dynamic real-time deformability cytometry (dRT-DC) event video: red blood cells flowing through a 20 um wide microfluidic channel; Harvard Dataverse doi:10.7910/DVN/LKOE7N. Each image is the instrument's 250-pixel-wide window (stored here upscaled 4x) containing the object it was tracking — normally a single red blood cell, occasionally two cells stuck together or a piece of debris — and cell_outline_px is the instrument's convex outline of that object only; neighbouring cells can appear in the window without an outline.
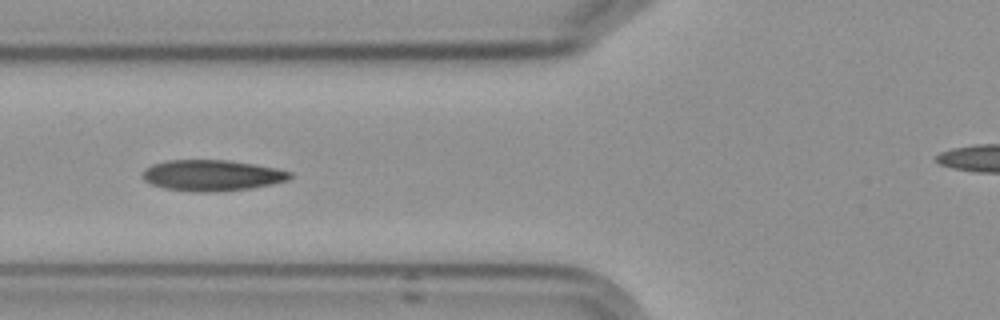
{"species": "Egyptian fruit bat (a non-hibernating species)", "species_latin": "Rousettus aegyptiacus", "temperature_condition": "cold", "stored_images_in_passage": 10, "camera_frame_rate_fps": 3000, "um_per_image_px": 0.085, "frame": {"image": 1, "passage_image": 5, "time_ms": 4.667, "image_size_px": [1000, 320], "cell_outline_px": [[292, 176], [288, 180], [272, 184], [248, 188], [208, 192], [200, 192], [164, 188], [152, 184], [144, 180], [144, 168], [152, 164], [168, 160], [228, 160], [276, 168], [292, 172]], "centroid_in_image_um": [18.02, 14.9], "position_along_channel_um": 107.8, "area_um2": 26.3}}
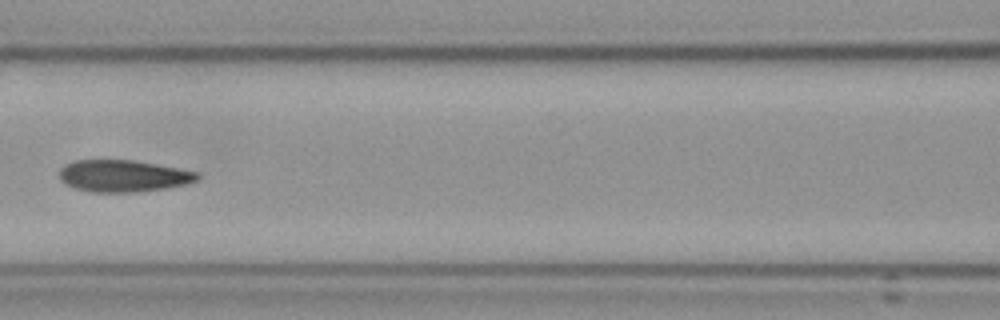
{"frame": {"image": 2, "passage_image": 6, "time_ms": 6.0, "image_size_px": [1000, 320], "cell_outline_px": [[200, 176], [196, 180], [184, 184], [164, 188], [136, 192], [92, 192], [76, 188], [64, 184], [60, 180], [60, 168], [64, 164], [76, 160], [132, 160], [176, 168], [196, 172]], "centroid_in_image_um": [10.4, 14.95], "position_along_channel_um": 156.2, "area_um2": 25.32}}
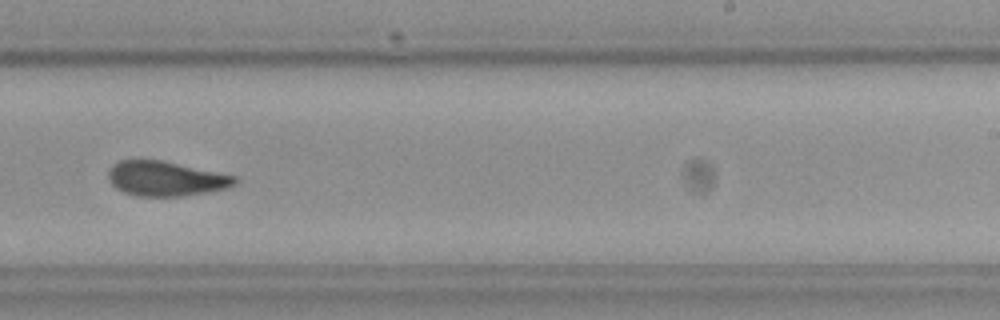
{"frame": {"image": 3, "passage_image": 9, "time_ms": 9.333, "image_size_px": [1000, 320], "cell_outline_px": [[240, 180], [236, 184], [228, 188], [208, 192], [180, 196], [136, 196], [124, 192], [116, 188], [108, 180], [108, 168], [112, 164], [120, 160], [164, 160], [236, 176]], "centroid_in_image_um": [14.09, 15.18], "position_along_channel_um": 274.9, "area_um2": 25.89}}